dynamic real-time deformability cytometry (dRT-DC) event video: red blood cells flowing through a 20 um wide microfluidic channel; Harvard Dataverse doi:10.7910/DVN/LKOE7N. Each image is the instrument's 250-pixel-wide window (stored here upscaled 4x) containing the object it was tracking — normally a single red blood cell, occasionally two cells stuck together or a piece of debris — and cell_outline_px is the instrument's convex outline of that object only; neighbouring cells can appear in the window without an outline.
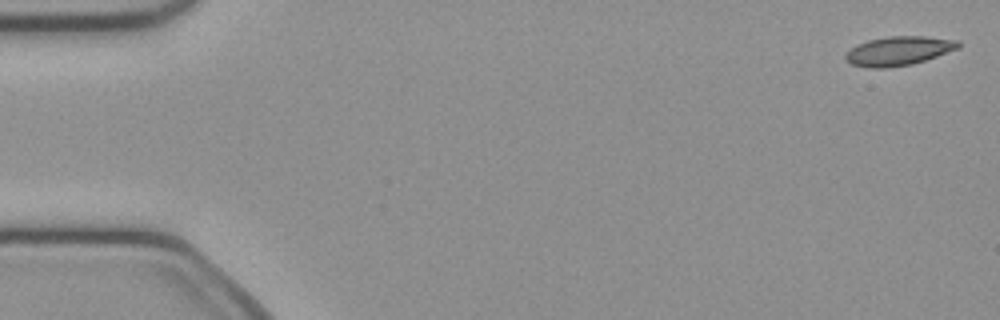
{"species": "common noctule bat (a hibernating species)", "species_latin": "Nyctalus noctula", "temperature_condition": "cold", "stored_images_in_passage": 50, "camera_frame_rate_fps": 3000, "um_per_image_px": 0.085, "animal": {"sex": "female", "body_mass_g": 21.9}, "frame": {"image": 1, "passage_image": 1, "time_ms": 0.0, "image_size_px": [1000, 320], "cell_outline_px": [[960, 48], [912, 64], [888, 68], [872, 68], [852, 64], [844, 60], [844, 56], [856, 44], [868, 40], [888, 36], [924, 36], [960, 40]], "centroid_in_image_um": [76.39, 4.32], "position_along_channel_um": 8.6, "area_um2": 19.13}}
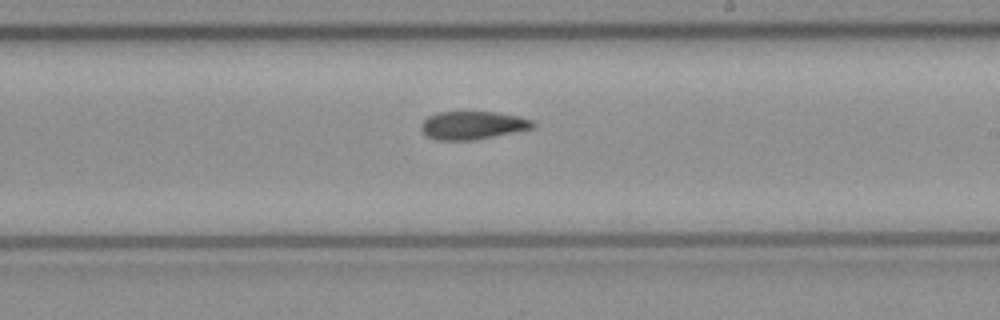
{"frame": {"image": 2, "passage_image": 29, "time_ms": 9.333, "image_size_px": [1000, 320], "cell_outline_px": [[536, 128], [476, 140], [436, 140], [428, 136], [420, 128], [420, 124], [428, 116], [436, 112], [496, 112], [520, 116], [532, 120], [536, 124]], "centroid_in_image_um": [40.21, 10.65], "position_along_channel_um": 248.8, "area_um2": 18.55}}
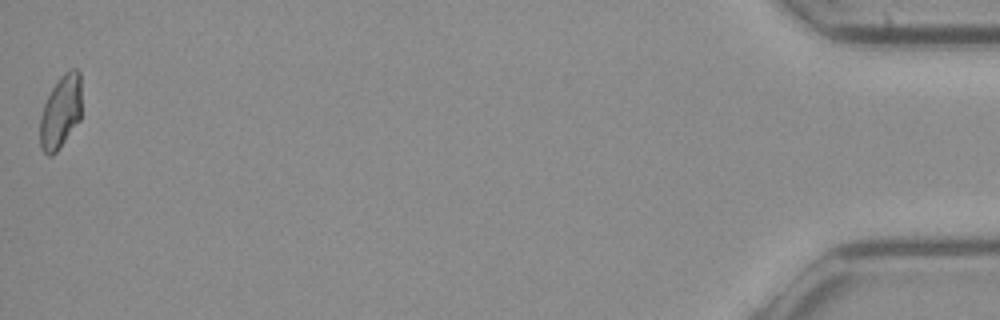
{"frame": {"image": 3, "passage_image": 50, "time_ms": 16.333, "image_size_px": [1000, 320], "cell_outline_px": [[80, 120], [60, 148], [52, 156], [48, 156], [44, 152], [40, 144], [40, 116], [44, 104], [52, 88], [60, 76], [64, 72], [72, 68], [76, 68], [80, 72]], "centroid_in_image_um": [5.15, 9.51], "position_along_channel_um": 430.0, "area_um2": 17.74}, "authors_computed_cell_mechanics": {"area_um2": 18.6405, "velocity_mm_per_s": 4.0528, "shape_relaxation_time_tau1_ms": null, "shape_relaxation_time_tau2_ms": 9.6948, "deformation_change_tau1": null, "deformation_change_tau2": 0.1683}}